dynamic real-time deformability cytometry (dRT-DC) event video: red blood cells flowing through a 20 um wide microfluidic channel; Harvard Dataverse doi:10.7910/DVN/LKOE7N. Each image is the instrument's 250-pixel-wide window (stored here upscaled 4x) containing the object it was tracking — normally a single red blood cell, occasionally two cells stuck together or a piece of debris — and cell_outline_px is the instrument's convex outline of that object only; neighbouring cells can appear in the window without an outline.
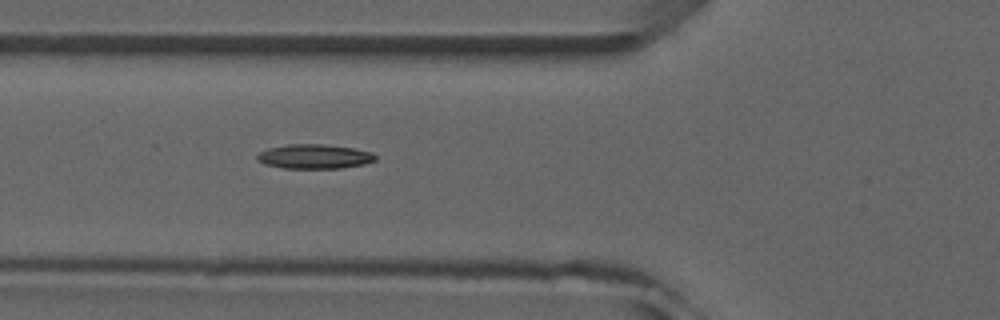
{"species": "common noctule bat (a hibernating species)", "species_latin": "Nyctalus noctula", "temperature_condition": "room temperature", "stored_images_in_passage": 6, "segment_of_instrument_passage": [1, 2], "camera_frame_rate_fps": 3000, "um_per_image_px": 0.085, "animal": {"sex": "male", "forearm_length_mm": 52.5}, "frame": {"image": 1, "passage_image": 5, "time_ms": 4.333, "image_size_px": [1000, 320], "cell_outline_px": [[376, 160], [364, 164], [340, 168], [284, 168], [264, 164], [256, 160], [256, 156], [260, 152], [268, 148], [288, 144], [324, 144], [352, 148], [372, 152], [376, 156]], "centroid_in_image_um": [26.7, 13.3], "position_along_channel_um": 99.1, "area_um2": 16.82}}